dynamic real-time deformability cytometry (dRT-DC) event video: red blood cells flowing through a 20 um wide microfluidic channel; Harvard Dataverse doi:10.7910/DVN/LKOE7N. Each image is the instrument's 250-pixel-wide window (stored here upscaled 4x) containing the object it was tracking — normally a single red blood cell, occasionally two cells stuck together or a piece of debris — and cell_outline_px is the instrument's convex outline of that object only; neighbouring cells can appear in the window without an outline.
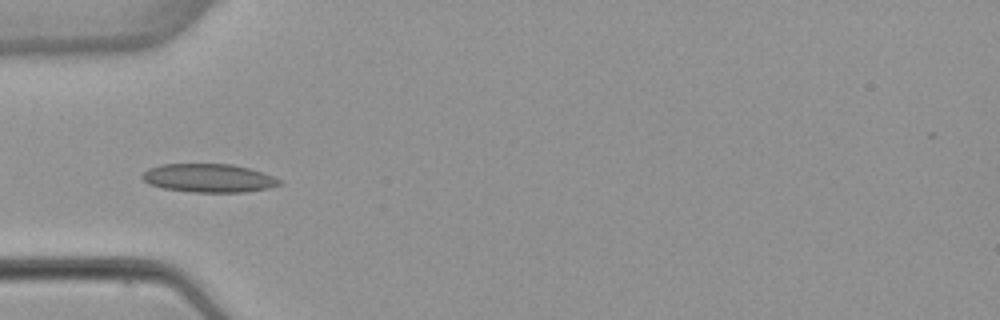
{"species": "common noctule bat (a hibernating species)", "species_latin": "Nyctalus noctula", "temperature_condition": "warm", "stored_images_in_passage": 8, "camera_frame_rate_fps": 3000, "um_per_image_px": 0.085, "animal": {"sex": "female", "body_mass_g": 22.7, "forearm_length_mm": 54.2}, "frame": {"image": 1, "passage_image": 6, "time_ms": 7.333, "image_size_px": [1000, 320], "cell_outline_px": [[280, 184], [268, 188], [244, 192], [192, 192], [164, 188], [148, 184], [140, 176], [148, 168], [160, 164], [232, 164], [248, 168], [272, 176], [280, 180]], "centroid_in_image_um": [17.68, 15.13], "position_along_channel_um": 67.3, "area_um2": 22.6}}
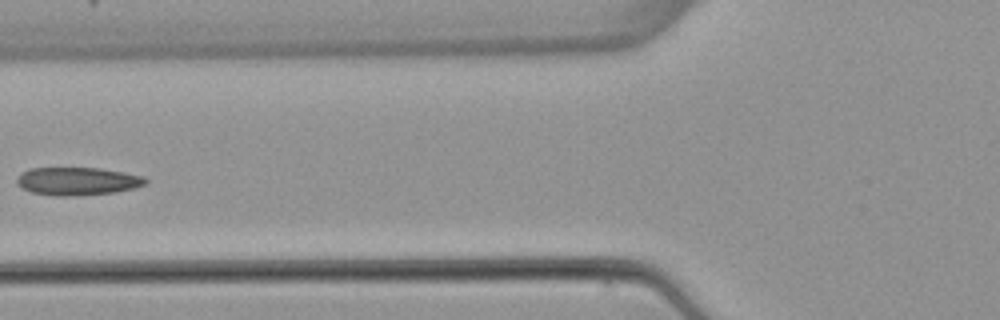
{"frame": {"image": 2, "passage_image": 7, "time_ms": 8.667, "image_size_px": [1000, 320], "cell_outline_px": [[148, 180], [144, 184], [132, 188], [116, 192], [68, 196], [56, 196], [32, 192], [16, 184], [16, 180], [28, 168], [100, 168], [124, 172], [144, 176]], "centroid_in_image_um": [6.59, 15.39], "position_along_channel_um": 119.2, "area_um2": 20.75}}
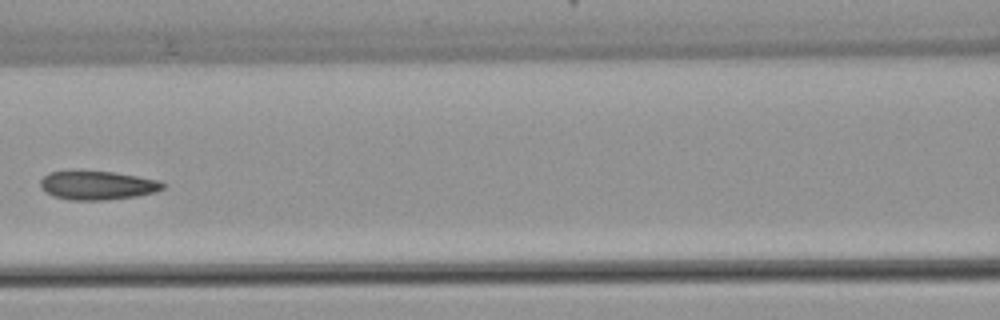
{"frame": {"image": 3, "passage_image": 8, "time_ms": 9.667, "image_size_px": [1000, 320], "cell_outline_px": [[164, 188], [156, 192], [136, 196], [108, 200], [68, 200], [52, 196], [40, 188], [40, 180], [48, 172], [72, 168], [80, 168], [112, 172], [136, 176], [156, 180], [164, 184]], "centroid_in_image_um": [8.17, 15.71], "position_along_channel_um": 158.4, "area_um2": 21.33}}